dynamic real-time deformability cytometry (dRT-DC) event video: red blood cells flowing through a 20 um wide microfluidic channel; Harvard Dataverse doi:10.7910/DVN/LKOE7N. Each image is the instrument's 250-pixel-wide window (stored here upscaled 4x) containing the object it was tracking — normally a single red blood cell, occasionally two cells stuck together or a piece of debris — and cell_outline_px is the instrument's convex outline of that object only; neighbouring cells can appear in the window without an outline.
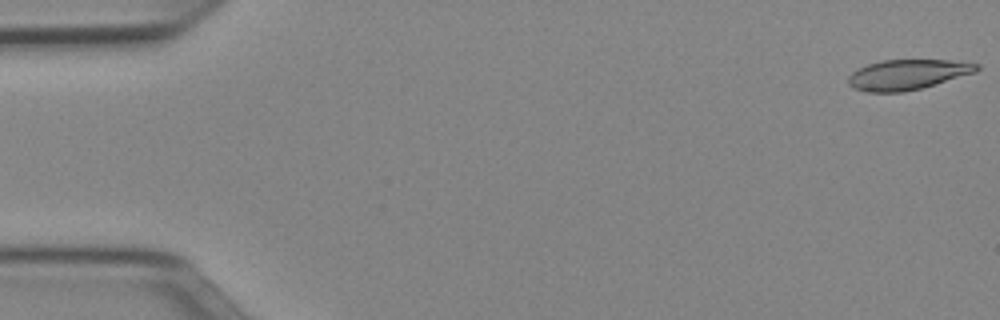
{"species": "Egyptian fruit bat (a non-hibernating species)", "species_latin": "Rousettus aegyptiacus", "temperature_condition": "cold", "stored_images_in_passage": 51, "camera_frame_rate_fps": 3000, "um_per_image_px": 0.085, "animal": {"sex": "female"}, "frame": {"image": 1, "passage_image": 1, "time_ms": 0.0, "image_size_px": [1000, 320], "cell_outline_px": [[980, 68], [976, 72], [920, 88], [904, 92], [868, 92], [852, 88], [848, 84], [848, 76], [852, 72], [868, 64], [880, 60], [948, 60], [980, 64]], "centroid_in_image_um": [77.11, 6.34], "position_along_channel_um": 7.9, "area_um2": 22.43}}
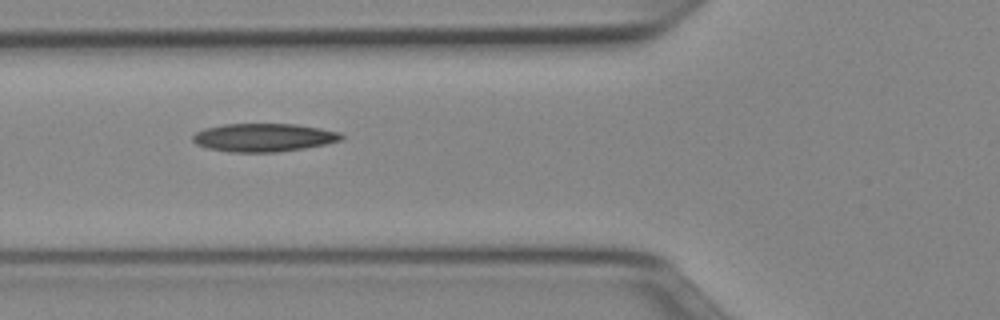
{"frame": {"image": 2, "passage_image": 19, "time_ms": 6.0, "image_size_px": [1000, 320], "cell_outline_px": [[344, 140], [304, 148], [280, 152], [232, 152], [208, 148], [196, 144], [192, 140], [192, 136], [196, 132], [204, 128], [224, 124], [296, 124], [320, 128], [340, 132], [344, 136]], "centroid_in_image_um": [22.42, 11.69], "position_along_channel_um": 103.4, "area_um2": 24.51}}
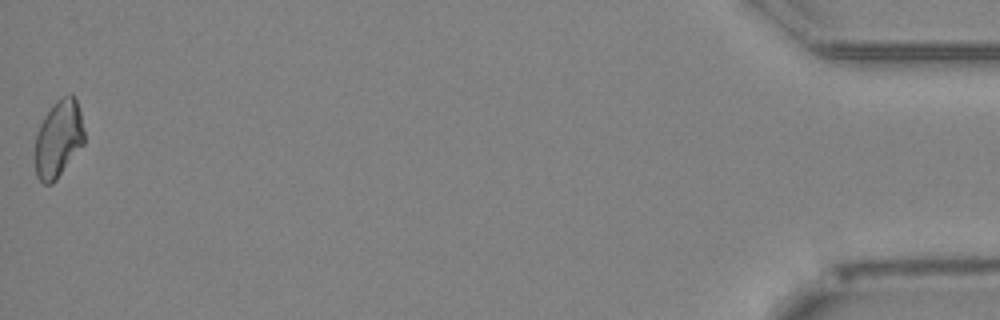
{"frame": {"image": 3, "passage_image": 51, "time_ms": 16.667, "image_size_px": [1000, 320], "cell_outline_px": [[84, 144], [56, 180], [52, 184], [44, 184], [36, 176], [36, 132], [44, 116], [52, 104], [56, 100], [72, 92], [76, 100], [80, 112], [84, 128]], "centroid_in_image_um": [4.98, 11.78], "position_along_channel_um": 430.2, "area_um2": 22.2}, "authors_computed_cell_mechanics": {"area_um2": 23.4668, "velocity_mm_per_s": 3.9625, "shape_relaxation_time_tau1_ms": 8.04, "shape_relaxation_time_tau2_ms": null, "deformation_change_tau1": 0.1705, "deformation_change_tau2": null}}